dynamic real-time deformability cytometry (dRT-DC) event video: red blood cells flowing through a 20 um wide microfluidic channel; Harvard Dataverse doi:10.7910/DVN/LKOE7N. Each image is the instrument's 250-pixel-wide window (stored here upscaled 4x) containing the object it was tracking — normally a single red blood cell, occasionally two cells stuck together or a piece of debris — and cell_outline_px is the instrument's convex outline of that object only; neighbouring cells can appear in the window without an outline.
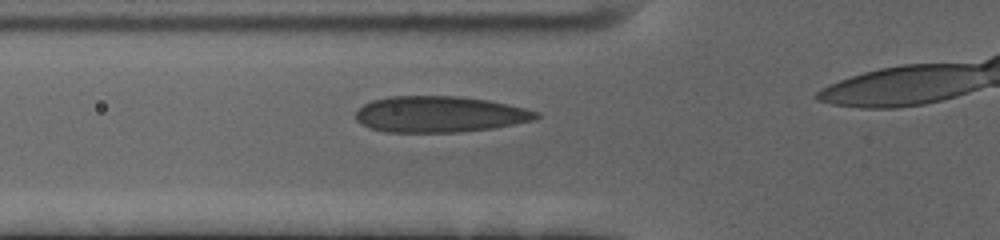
{"species": "human", "species_latin": "Homo sapiens", "temperature_condition": "cold", "stored_images_in_passage": 18, "camera_frame_rate_fps": 3000, "um_per_image_px": 0.085, "donor": {"sex": "female"}, "frame": {"image": 1, "passage_image": 9, "time_ms": 2.667, "image_size_px": [1000, 240], "cell_outline_px": [[540, 116], [536, 120], [492, 128], [460, 132], [384, 132], [368, 128], [360, 124], [356, 120], [356, 112], [364, 104], [372, 100], [388, 96], [460, 96], [488, 100], [524, 108], [540, 112]], "centroid_in_image_um": [37.35, 9.71], "position_along_channel_um": 88.4, "area_um2": 38.21}}
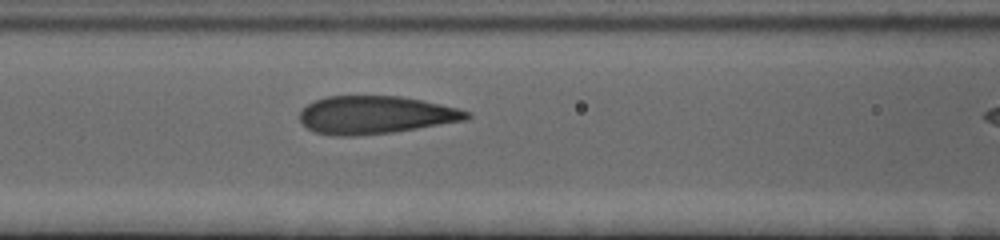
{"frame": {"image": 2, "passage_image": 13, "time_ms": 4.0, "image_size_px": [1000, 240], "cell_outline_px": [[472, 116], [468, 120], [392, 132], [356, 136], [332, 136], [316, 132], [308, 128], [300, 120], [300, 112], [308, 104], [316, 100], [328, 96], [400, 96], [440, 104], [472, 112]], "centroid_in_image_um": [31.94, 9.77], "position_along_channel_um": 134.7, "area_um2": 36.76}}
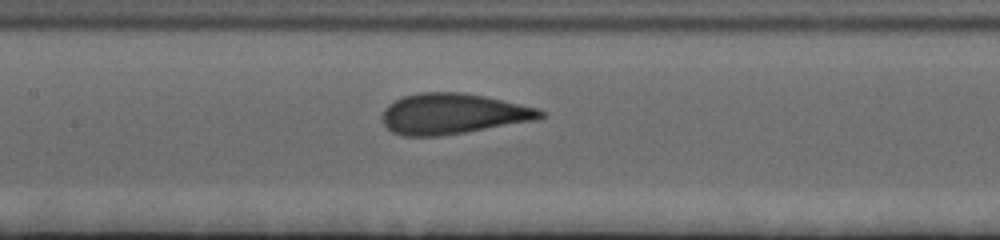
{"frame": {"image": 3, "passage_image": 16, "time_ms": 5.0, "image_size_px": [1000, 240], "cell_outline_px": [[544, 116], [536, 120], [440, 136], [404, 136], [392, 132], [384, 124], [380, 116], [384, 108], [388, 104], [404, 96], [420, 92], [460, 92], [484, 96], [536, 108], [544, 112]], "centroid_in_image_um": [38.43, 9.67], "position_along_channel_um": 169.0, "area_um2": 37.17}}